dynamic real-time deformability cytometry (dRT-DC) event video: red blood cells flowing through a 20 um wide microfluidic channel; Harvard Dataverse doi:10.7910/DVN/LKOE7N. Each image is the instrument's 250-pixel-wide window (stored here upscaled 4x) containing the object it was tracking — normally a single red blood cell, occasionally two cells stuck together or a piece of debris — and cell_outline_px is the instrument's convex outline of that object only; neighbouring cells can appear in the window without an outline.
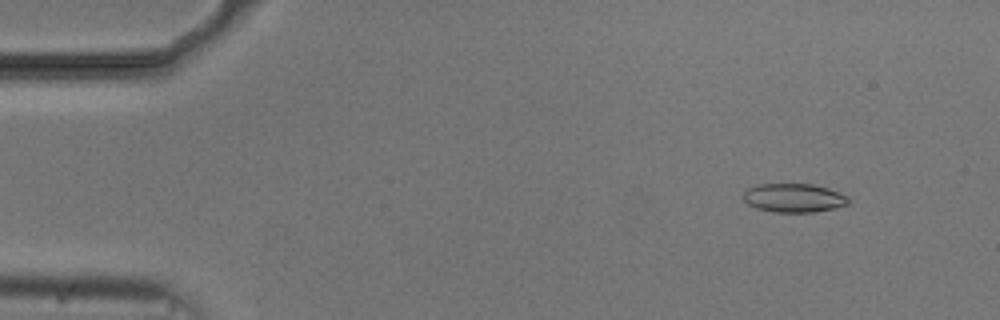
{"species": "common noctule bat (a hibernating species)", "species_latin": "Nyctalus noctula", "temperature_condition": "cold", "stored_images_in_passage": 54, "camera_frame_rate_fps": 3000, "um_per_image_px": 0.085, "animal": {"sex": "male", "body_mass_g": 20.5, "forearm_length_mm": 52.5}, "frame": {"image": 1, "passage_image": 5, "time_ms": 1.333, "image_size_px": [1000, 320], "cell_outline_px": [[848, 204], [832, 208], [812, 212], [772, 212], [756, 208], [748, 204], [744, 200], [744, 192], [748, 188], [760, 184], [812, 184], [828, 188], [848, 196]], "centroid_in_image_um": [67.46, 16.82], "position_along_channel_um": 17.5, "area_um2": 17.46}}
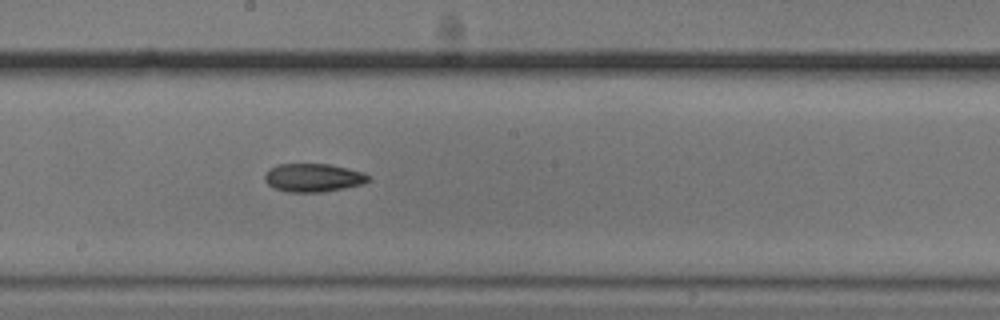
{"frame": {"image": 2, "passage_image": 29, "time_ms": 9.333, "image_size_px": [1000, 320], "cell_outline_px": [[368, 180], [364, 184], [324, 192], [288, 192], [276, 188], [268, 184], [264, 180], [264, 176], [276, 164], [328, 164], [348, 168], [364, 172], [368, 176]], "centroid_in_image_um": [26.64, 15.1], "position_along_channel_um": 221.6, "area_um2": 16.99}}
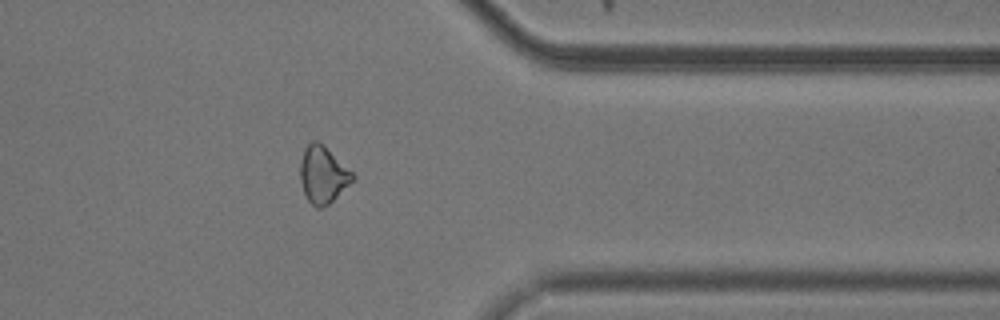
{"frame": {"image": 3, "passage_image": 43, "time_ms": 14.0, "image_size_px": [1000, 320], "cell_outline_px": [[356, 176], [324, 208], [316, 208], [308, 200], [304, 192], [300, 180], [300, 160], [304, 148], [312, 140], [316, 140], [352, 172]], "centroid_in_image_um": [27.4, 14.86], "position_along_channel_um": 384.0, "area_um2": 16.82}, "authors_computed_cell_mechanics": {"area_um2": 17.6001, "velocity_mm_per_s": 3.7214, "shape_relaxation_time_tau1_ms": 3.3335, "shape_relaxation_time_tau2_ms": 7.0263, "deformation_change_tau1": 0.101, "deformation_change_tau2": 0.1598}}